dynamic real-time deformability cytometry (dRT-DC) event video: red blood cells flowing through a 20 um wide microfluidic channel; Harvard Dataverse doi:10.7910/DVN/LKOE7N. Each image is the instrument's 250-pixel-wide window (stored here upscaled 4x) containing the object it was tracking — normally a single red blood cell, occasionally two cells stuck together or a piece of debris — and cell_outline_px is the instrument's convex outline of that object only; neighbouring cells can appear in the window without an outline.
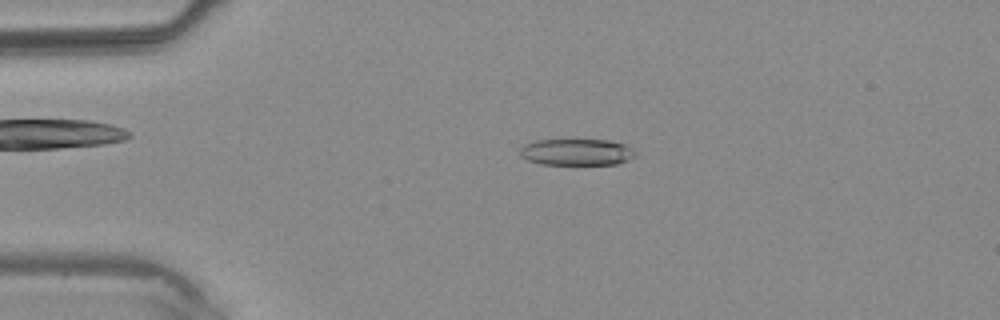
{"species": "common noctule bat (a hibernating species)", "species_latin": "Nyctalus noctula", "temperature_condition": "warm", "stored_images_in_passage": 3, "camera_frame_rate_fps": 3000, "um_per_image_px": 0.085, "animal": {"sex": "male", "body_mass_g": 20.4}, "frame": {"image": 1, "passage_image": 2, "time_ms": 1.333, "image_size_px": [1000, 320], "cell_outline_px": [[636, 156], [628, 160], [616, 164], [540, 164], [528, 160], [520, 156], [520, 148], [524, 144], [536, 140], [608, 140], [624, 144], [632, 148], [636, 152]], "centroid_in_image_um": [49.01, 12.93], "position_along_channel_um": 36.0, "area_um2": 17.86}}